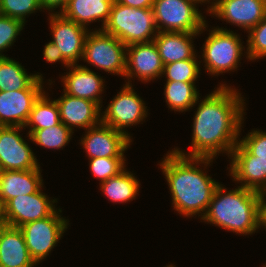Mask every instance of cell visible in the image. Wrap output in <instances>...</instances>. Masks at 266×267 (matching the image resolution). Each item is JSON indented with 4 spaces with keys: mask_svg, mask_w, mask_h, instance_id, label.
<instances>
[{
    "mask_svg": "<svg viewBox=\"0 0 266 267\" xmlns=\"http://www.w3.org/2000/svg\"><path fill=\"white\" fill-rule=\"evenodd\" d=\"M164 95L168 107L174 111H188L199 102L195 82L166 81Z\"/></svg>",
    "mask_w": 266,
    "mask_h": 267,
    "instance_id": "cell-26",
    "label": "cell"
},
{
    "mask_svg": "<svg viewBox=\"0 0 266 267\" xmlns=\"http://www.w3.org/2000/svg\"><path fill=\"white\" fill-rule=\"evenodd\" d=\"M43 88L0 91V126L24 127Z\"/></svg>",
    "mask_w": 266,
    "mask_h": 267,
    "instance_id": "cell-17",
    "label": "cell"
},
{
    "mask_svg": "<svg viewBox=\"0 0 266 267\" xmlns=\"http://www.w3.org/2000/svg\"><path fill=\"white\" fill-rule=\"evenodd\" d=\"M225 28H215L209 32L203 48L202 58L206 72L219 75L235 71L239 66L244 46L239 34Z\"/></svg>",
    "mask_w": 266,
    "mask_h": 267,
    "instance_id": "cell-6",
    "label": "cell"
},
{
    "mask_svg": "<svg viewBox=\"0 0 266 267\" xmlns=\"http://www.w3.org/2000/svg\"><path fill=\"white\" fill-rule=\"evenodd\" d=\"M201 220L236 234L251 235L259 229V192L242 186L227 191L219 184Z\"/></svg>",
    "mask_w": 266,
    "mask_h": 267,
    "instance_id": "cell-3",
    "label": "cell"
},
{
    "mask_svg": "<svg viewBox=\"0 0 266 267\" xmlns=\"http://www.w3.org/2000/svg\"><path fill=\"white\" fill-rule=\"evenodd\" d=\"M102 30L115 36L126 46L153 41L158 33L152 8H135L115 1Z\"/></svg>",
    "mask_w": 266,
    "mask_h": 267,
    "instance_id": "cell-4",
    "label": "cell"
},
{
    "mask_svg": "<svg viewBox=\"0 0 266 267\" xmlns=\"http://www.w3.org/2000/svg\"><path fill=\"white\" fill-rule=\"evenodd\" d=\"M127 46L103 30L89 32L82 60L107 73L122 75L126 71Z\"/></svg>",
    "mask_w": 266,
    "mask_h": 267,
    "instance_id": "cell-7",
    "label": "cell"
},
{
    "mask_svg": "<svg viewBox=\"0 0 266 267\" xmlns=\"http://www.w3.org/2000/svg\"><path fill=\"white\" fill-rule=\"evenodd\" d=\"M50 27L55 45L62 52L63 58L70 64L75 65L82 60L85 40L90 31L88 27L76 24L65 18L62 14L50 13Z\"/></svg>",
    "mask_w": 266,
    "mask_h": 267,
    "instance_id": "cell-13",
    "label": "cell"
},
{
    "mask_svg": "<svg viewBox=\"0 0 266 267\" xmlns=\"http://www.w3.org/2000/svg\"><path fill=\"white\" fill-rule=\"evenodd\" d=\"M42 74H29L16 60L0 57V91L43 88Z\"/></svg>",
    "mask_w": 266,
    "mask_h": 267,
    "instance_id": "cell-24",
    "label": "cell"
},
{
    "mask_svg": "<svg viewBox=\"0 0 266 267\" xmlns=\"http://www.w3.org/2000/svg\"><path fill=\"white\" fill-rule=\"evenodd\" d=\"M239 143L257 158H266V132L252 130Z\"/></svg>",
    "mask_w": 266,
    "mask_h": 267,
    "instance_id": "cell-34",
    "label": "cell"
},
{
    "mask_svg": "<svg viewBox=\"0 0 266 267\" xmlns=\"http://www.w3.org/2000/svg\"><path fill=\"white\" fill-rule=\"evenodd\" d=\"M69 72L62 76L63 92L77 98H84L97 103L102 107L100 94L104 91V82L101 76L82 65H70ZM71 68V70H70Z\"/></svg>",
    "mask_w": 266,
    "mask_h": 267,
    "instance_id": "cell-19",
    "label": "cell"
},
{
    "mask_svg": "<svg viewBox=\"0 0 266 267\" xmlns=\"http://www.w3.org/2000/svg\"><path fill=\"white\" fill-rule=\"evenodd\" d=\"M41 189L42 187L34 194L18 195L4 205L8 226L19 228L26 223L46 218L56 210L54 203L57 199L50 200Z\"/></svg>",
    "mask_w": 266,
    "mask_h": 267,
    "instance_id": "cell-12",
    "label": "cell"
},
{
    "mask_svg": "<svg viewBox=\"0 0 266 267\" xmlns=\"http://www.w3.org/2000/svg\"><path fill=\"white\" fill-rule=\"evenodd\" d=\"M55 101L59 107L61 122L72 132L74 127L87 130L102 122L101 107L93 101L66 93Z\"/></svg>",
    "mask_w": 266,
    "mask_h": 267,
    "instance_id": "cell-18",
    "label": "cell"
},
{
    "mask_svg": "<svg viewBox=\"0 0 266 267\" xmlns=\"http://www.w3.org/2000/svg\"><path fill=\"white\" fill-rule=\"evenodd\" d=\"M199 3H205L206 1L209 3L210 2V0H197Z\"/></svg>",
    "mask_w": 266,
    "mask_h": 267,
    "instance_id": "cell-40",
    "label": "cell"
},
{
    "mask_svg": "<svg viewBox=\"0 0 266 267\" xmlns=\"http://www.w3.org/2000/svg\"><path fill=\"white\" fill-rule=\"evenodd\" d=\"M247 59L266 57V16L248 32Z\"/></svg>",
    "mask_w": 266,
    "mask_h": 267,
    "instance_id": "cell-32",
    "label": "cell"
},
{
    "mask_svg": "<svg viewBox=\"0 0 266 267\" xmlns=\"http://www.w3.org/2000/svg\"><path fill=\"white\" fill-rule=\"evenodd\" d=\"M114 0H68L66 8L61 13L65 18L81 26L101 20L102 30L106 25Z\"/></svg>",
    "mask_w": 266,
    "mask_h": 267,
    "instance_id": "cell-23",
    "label": "cell"
},
{
    "mask_svg": "<svg viewBox=\"0 0 266 267\" xmlns=\"http://www.w3.org/2000/svg\"><path fill=\"white\" fill-rule=\"evenodd\" d=\"M200 33L181 32H158L154 38L163 65L182 61L186 59H196V51L192 37Z\"/></svg>",
    "mask_w": 266,
    "mask_h": 267,
    "instance_id": "cell-22",
    "label": "cell"
},
{
    "mask_svg": "<svg viewBox=\"0 0 266 267\" xmlns=\"http://www.w3.org/2000/svg\"><path fill=\"white\" fill-rule=\"evenodd\" d=\"M0 264L5 267H34L37 265L27 249L23 233L18 227L0 229Z\"/></svg>",
    "mask_w": 266,
    "mask_h": 267,
    "instance_id": "cell-21",
    "label": "cell"
},
{
    "mask_svg": "<svg viewBox=\"0 0 266 267\" xmlns=\"http://www.w3.org/2000/svg\"><path fill=\"white\" fill-rule=\"evenodd\" d=\"M244 101L235 88L221 84L199 103L193 118L191 151H173L185 157L214 159L221 152L229 157L239 142Z\"/></svg>",
    "mask_w": 266,
    "mask_h": 267,
    "instance_id": "cell-1",
    "label": "cell"
},
{
    "mask_svg": "<svg viewBox=\"0 0 266 267\" xmlns=\"http://www.w3.org/2000/svg\"><path fill=\"white\" fill-rule=\"evenodd\" d=\"M163 63L154 41L133 43L127 45L126 71L124 77L129 79L138 77L141 82H148L161 77Z\"/></svg>",
    "mask_w": 266,
    "mask_h": 267,
    "instance_id": "cell-15",
    "label": "cell"
},
{
    "mask_svg": "<svg viewBox=\"0 0 266 267\" xmlns=\"http://www.w3.org/2000/svg\"><path fill=\"white\" fill-rule=\"evenodd\" d=\"M61 212V209H56L46 218L19 227L30 256L36 264L49 255L67 229L69 221L61 217Z\"/></svg>",
    "mask_w": 266,
    "mask_h": 267,
    "instance_id": "cell-8",
    "label": "cell"
},
{
    "mask_svg": "<svg viewBox=\"0 0 266 267\" xmlns=\"http://www.w3.org/2000/svg\"><path fill=\"white\" fill-rule=\"evenodd\" d=\"M146 108L144 101L136 94L132 85L124 84L121 91L102 112V123L123 132L131 139L125 127L142 122L148 115Z\"/></svg>",
    "mask_w": 266,
    "mask_h": 267,
    "instance_id": "cell-9",
    "label": "cell"
},
{
    "mask_svg": "<svg viewBox=\"0 0 266 267\" xmlns=\"http://www.w3.org/2000/svg\"><path fill=\"white\" fill-rule=\"evenodd\" d=\"M197 4V0H154L158 32L203 33L207 24Z\"/></svg>",
    "mask_w": 266,
    "mask_h": 267,
    "instance_id": "cell-5",
    "label": "cell"
},
{
    "mask_svg": "<svg viewBox=\"0 0 266 267\" xmlns=\"http://www.w3.org/2000/svg\"><path fill=\"white\" fill-rule=\"evenodd\" d=\"M73 133L74 132H72L66 125L60 122L53 127L29 130L27 137H29V140L43 148L58 150L68 144Z\"/></svg>",
    "mask_w": 266,
    "mask_h": 267,
    "instance_id": "cell-28",
    "label": "cell"
},
{
    "mask_svg": "<svg viewBox=\"0 0 266 267\" xmlns=\"http://www.w3.org/2000/svg\"><path fill=\"white\" fill-rule=\"evenodd\" d=\"M126 168L105 182L100 183V189L112 202L126 203L136 198L139 191V181Z\"/></svg>",
    "mask_w": 266,
    "mask_h": 267,
    "instance_id": "cell-25",
    "label": "cell"
},
{
    "mask_svg": "<svg viewBox=\"0 0 266 267\" xmlns=\"http://www.w3.org/2000/svg\"><path fill=\"white\" fill-rule=\"evenodd\" d=\"M4 203L0 200V226H6Z\"/></svg>",
    "mask_w": 266,
    "mask_h": 267,
    "instance_id": "cell-39",
    "label": "cell"
},
{
    "mask_svg": "<svg viewBox=\"0 0 266 267\" xmlns=\"http://www.w3.org/2000/svg\"><path fill=\"white\" fill-rule=\"evenodd\" d=\"M212 161L213 158L181 156L172 150L160 163L171 192L173 208L179 214L186 217L198 214L201 219L205 215L219 182L197 166L204 164L206 168Z\"/></svg>",
    "mask_w": 266,
    "mask_h": 267,
    "instance_id": "cell-2",
    "label": "cell"
},
{
    "mask_svg": "<svg viewBox=\"0 0 266 267\" xmlns=\"http://www.w3.org/2000/svg\"><path fill=\"white\" fill-rule=\"evenodd\" d=\"M125 161V158H92L89 167L92 174L102 183L122 172L125 169Z\"/></svg>",
    "mask_w": 266,
    "mask_h": 267,
    "instance_id": "cell-30",
    "label": "cell"
},
{
    "mask_svg": "<svg viewBox=\"0 0 266 267\" xmlns=\"http://www.w3.org/2000/svg\"><path fill=\"white\" fill-rule=\"evenodd\" d=\"M19 126H0V170L40 168L34 152L21 137Z\"/></svg>",
    "mask_w": 266,
    "mask_h": 267,
    "instance_id": "cell-10",
    "label": "cell"
},
{
    "mask_svg": "<svg viewBox=\"0 0 266 267\" xmlns=\"http://www.w3.org/2000/svg\"><path fill=\"white\" fill-rule=\"evenodd\" d=\"M81 139V145L89 159L92 158H125L124 153L130 147L132 140L123 132L111 126L100 123L88 128Z\"/></svg>",
    "mask_w": 266,
    "mask_h": 267,
    "instance_id": "cell-11",
    "label": "cell"
},
{
    "mask_svg": "<svg viewBox=\"0 0 266 267\" xmlns=\"http://www.w3.org/2000/svg\"><path fill=\"white\" fill-rule=\"evenodd\" d=\"M230 159L232 161L229 169L234 181L257 192L266 190V158L251 155L238 142L232 150Z\"/></svg>",
    "mask_w": 266,
    "mask_h": 267,
    "instance_id": "cell-16",
    "label": "cell"
},
{
    "mask_svg": "<svg viewBox=\"0 0 266 267\" xmlns=\"http://www.w3.org/2000/svg\"><path fill=\"white\" fill-rule=\"evenodd\" d=\"M266 190L259 192V228H266Z\"/></svg>",
    "mask_w": 266,
    "mask_h": 267,
    "instance_id": "cell-37",
    "label": "cell"
},
{
    "mask_svg": "<svg viewBox=\"0 0 266 267\" xmlns=\"http://www.w3.org/2000/svg\"><path fill=\"white\" fill-rule=\"evenodd\" d=\"M42 10L39 0H0V14L16 18L24 23L26 15Z\"/></svg>",
    "mask_w": 266,
    "mask_h": 267,
    "instance_id": "cell-31",
    "label": "cell"
},
{
    "mask_svg": "<svg viewBox=\"0 0 266 267\" xmlns=\"http://www.w3.org/2000/svg\"><path fill=\"white\" fill-rule=\"evenodd\" d=\"M119 4L135 8H152L154 0H114Z\"/></svg>",
    "mask_w": 266,
    "mask_h": 267,
    "instance_id": "cell-38",
    "label": "cell"
},
{
    "mask_svg": "<svg viewBox=\"0 0 266 267\" xmlns=\"http://www.w3.org/2000/svg\"><path fill=\"white\" fill-rule=\"evenodd\" d=\"M200 74V67L197 59H186L169 64L163 67V74L167 81L195 82Z\"/></svg>",
    "mask_w": 266,
    "mask_h": 267,
    "instance_id": "cell-29",
    "label": "cell"
},
{
    "mask_svg": "<svg viewBox=\"0 0 266 267\" xmlns=\"http://www.w3.org/2000/svg\"><path fill=\"white\" fill-rule=\"evenodd\" d=\"M43 56L45 60L49 63H56L57 61H61L66 68L70 66V64L63 58L62 52L59 50L57 45H55L51 41L45 45L43 50Z\"/></svg>",
    "mask_w": 266,
    "mask_h": 267,
    "instance_id": "cell-35",
    "label": "cell"
},
{
    "mask_svg": "<svg viewBox=\"0 0 266 267\" xmlns=\"http://www.w3.org/2000/svg\"><path fill=\"white\" fill-rule=\"evenodd\" d=\"M208 13L249 32L266 16V0H213Z\"/></svg>",
    "mask_w": 266,
    "mask_h": 267,
    "instance_id": "cell-14",
    "label": "cell"
},
{
    "mask_svg": "<svg viewBox=\"0 0 266 267\" xmlns=\"http://www.w3.org/2000/svg\"><path fill=\"white\" fill-rule=\"evenodd\" d=\"M43 187L40 168L31 170H0V200L4 205L12 198L36 193Z\"/></svg>",
    "mask_w": 266,
    "mask_h": 267,
    "instance_id": "cell-20",
    "label": "cell"
},
{
    "mask_svg": "<svg viewBox=\"0 0 266 267\" xmlns=\"http://www.w3.org/2000/svg\"><path fill=\"white\" fill-rule=\"evenodd\" d=\"M24 25L19 19L0 14V57H6L2 52L13 45Z\"/></svg>",
    "mask_w": 266,
    "mask_h": 267,
    "instance_id": "cell-33",
    "label": "cell"
},
{
    "mask_svg": "<svg viewBox=\"0 0 266 267\" xmlns=\"http://www.w3.org/2000/svg\"><path fill=\"white\" fill-rule=\"evenodd\" d=\"M39 3L43 10L45 9V10L51 11L52 14L55 8L59 7L61 12L57 11L56 14H61L66 8L68 0H39Z\"/></svg>",
    "mask_w": 266,
    "mask_h": 267,
    "instance_id": "cell-36",
    "label": "cell"
},
{
    "mask_svg": "<svg viewBox=\"0 0 266 267\" xmlns=\"http://www.w3.org/2000/svg\"><path fill=\"white\" fill-rule=\"evenodd\" d=\"M60 122V111L57 102L55 100L51 101L44 91L34 103L24 127L28 128L29 126L30 130H39L53 127Z\"/></svg>",
    "mask_w": 266,
    "mask_h": 267,
    "instance_id": "cell-27",
    "label": "cell"
}]
</instances>
